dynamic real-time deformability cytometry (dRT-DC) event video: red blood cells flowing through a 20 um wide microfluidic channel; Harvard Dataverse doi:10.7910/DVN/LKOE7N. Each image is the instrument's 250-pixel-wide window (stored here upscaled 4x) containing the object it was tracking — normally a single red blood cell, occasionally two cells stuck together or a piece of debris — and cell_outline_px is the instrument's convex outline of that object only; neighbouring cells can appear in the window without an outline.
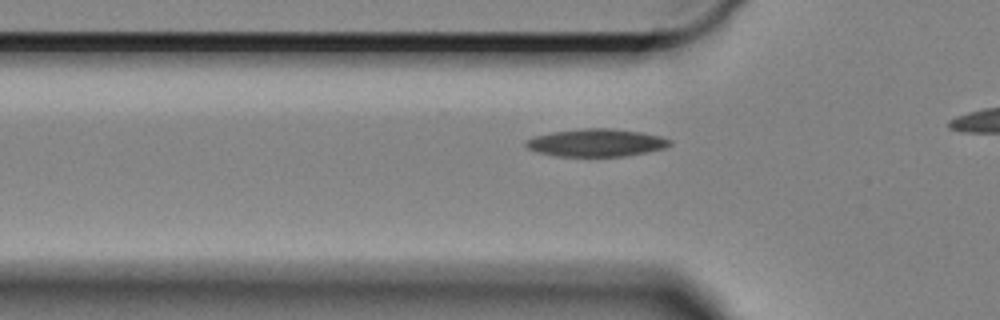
{"species": "Egyptian fruit bat (a non-hibernating species)", "species_latin": "Rousettus aegyptiacus", "temperature_condition": "cold", "stored_images_in_passage": 19, "camera_frame_rate_fps": 3000, "um_per_image_px": 0.085, "animal": {"sex": "female"}, "frame": {"image": 1, "passage_image": 5, "time_ms": 1.333, "image_size_px": [1000, 320], "cell_outline_px": [[672, 144], [664, 148], [624, 156], [556, 156], [540, 152], [528, 148], [524, 144], [524, 140], [532, 136], [552, 132], [584, 128], [612, 128], [640, 132], [660, 136], [672, 140]], "centroid_in_image_um": [50.66, 12.12], "position_along_channel_um": 75.1, "area_um2": 23.12}}
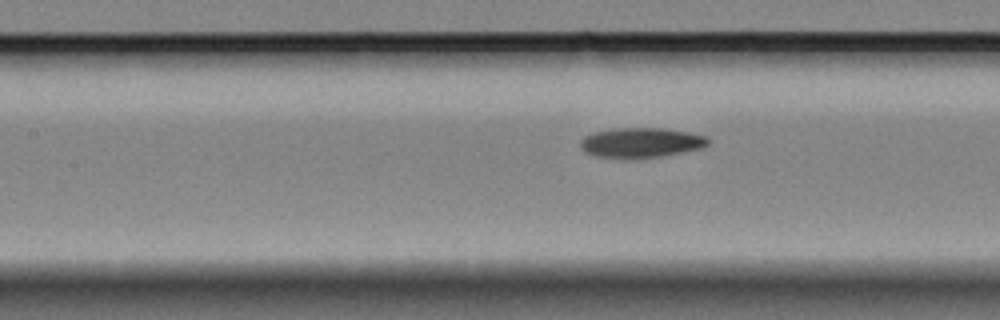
{"frame": {"image": 2, "passage_image": 12, "time_ms": 3.667, "image_size_px": [1000, 320], "cell_outline_px": [[712, 140], [708, 144], [700, 148], [660, 156], [632, 160], [624, 160], [596, 156], [584, 152], [580, 148], [580, 140], [584, 136], [592, 132], [616, 128], [660, 128], [688, 132], [708, 136]], "centroid_in_image_um": [54.43, 12.14], "position_along_channel_um": 153.0, "area_um2": 22.72}}
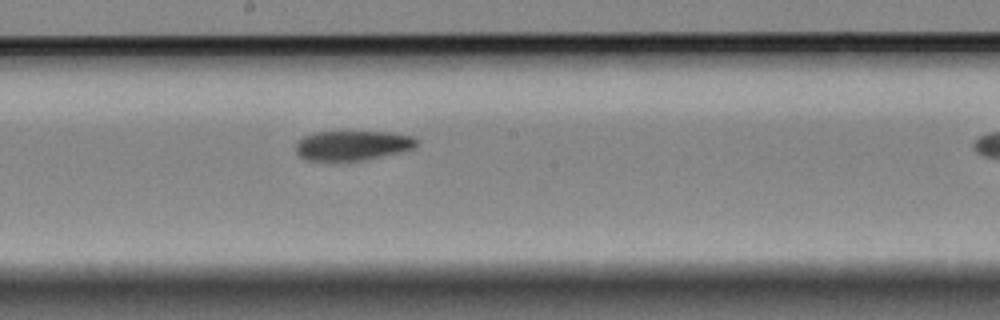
{"frame": {"image": 3, "passage_image": 18, "time_ms": 5.667, "image_size_px": [1000, 320], "cell_outline_px": [[420, 144], [416, 148], [364, 160], [304, 160], [296, 152], [296, 144], [304, 136], [316, 132], [388, 132], [412, 136], [420, 140]], "centroid_in_image_um": [30.01, 12.36], "position_along_channel_um": 218.2, "area_um2": 20.87}}